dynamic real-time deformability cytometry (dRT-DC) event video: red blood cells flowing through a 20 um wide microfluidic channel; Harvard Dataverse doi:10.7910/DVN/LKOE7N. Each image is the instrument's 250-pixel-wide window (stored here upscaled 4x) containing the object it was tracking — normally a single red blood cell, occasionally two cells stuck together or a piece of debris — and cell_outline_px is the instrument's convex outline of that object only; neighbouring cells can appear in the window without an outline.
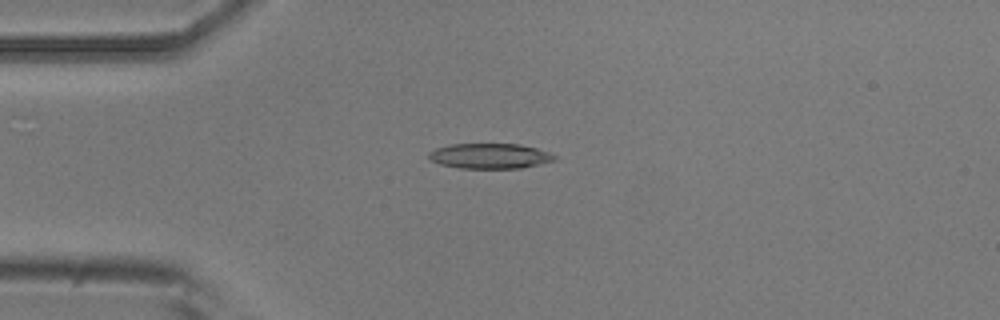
{"species": "common noctule bat (a hibernating species)", "species_latin": "Nyctalus noctula", "temperature_condition": "room temperature", "stored_images_in_passage": 6, "camera_frame_rate_fps": 3000, "um_per_image_px": 0.085, "animal": {"sex": "male", "body_mass_g": 20.5, "forearm_length_mm": 52.5}, "frame": {"image": 1, "passage_image": 4, "time_ms": 4.333, "image_size_px": [1000, 320], "cell_outline_px": [[556, 160], [540, 164], [520, 168], [460, 168], [440, 164], [432, 160], [428, 156], [428, 152], [436, 148], [448, 144], [520, 144], [536, 148], [548, 152], [556, 156]], "centroid_in_image_um": [41.63, 13.25], "position_along_channel_um": 43.4, "area_um2": 18.44}}
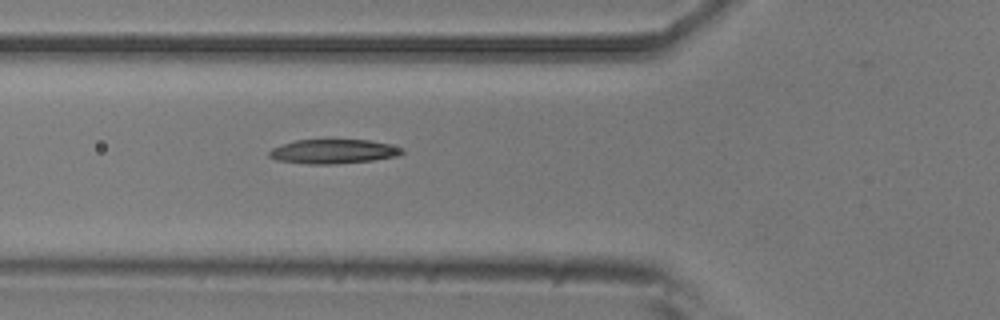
{"frame": {"image": 2, "passage_image": 6, "time_ms": 6.333, "image_size_px": [1000, 320], "cell_outline_px": [[404, 152], [396, 156], [372, 160], [336, 164], [308, 164], [276, 160], [268, 156], [268, 152], [272, 148], [296, 140], [368, 140], [388, 144], [404, 148]], "centroid_in_image_um": [28.32, 12.88], "position_along_channel_um": 97.5, "area_um2": 18.67}}